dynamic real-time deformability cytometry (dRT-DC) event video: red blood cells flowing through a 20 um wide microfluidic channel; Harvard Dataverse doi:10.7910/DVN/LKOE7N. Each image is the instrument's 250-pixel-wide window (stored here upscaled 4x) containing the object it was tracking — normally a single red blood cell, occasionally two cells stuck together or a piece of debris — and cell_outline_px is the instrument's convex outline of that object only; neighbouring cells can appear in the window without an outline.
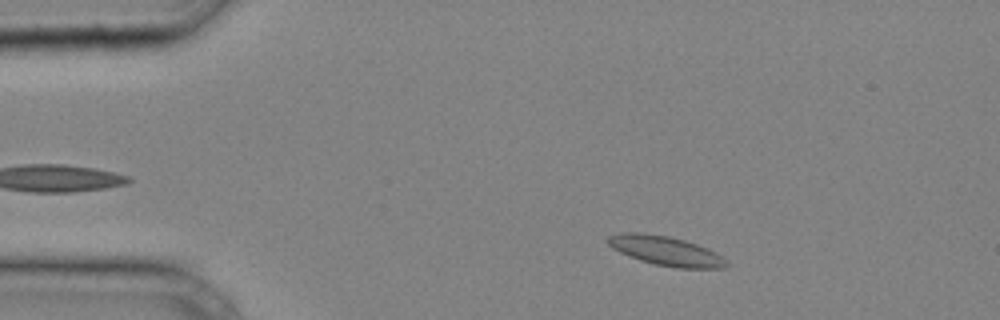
{"species": "common noctule bat (a hibernating species)", "species_latin": "Nyctalus noctula", "temperature_condition": "cold", "stored_images_in_passage": 32, "camera_frame_rate_fps": 3000, "um_per_image_px": 0.085, "animal": {"sex": "male", "body_mass_g": 20.4}, "frame": {"image": 1, "passage_image": 4, "time_ms": 1.0, "image_size_px": [1000, 320], "cell_outline_px": [[728, 264], [724, 268], [676, 268], [656, 264], [640, 260], [628, 256], [612, 248], [604, 240], [608, 236], [620, 232], [640, 232], [668, 236], [684, 240], [708, 248], [720, 256]], "centroid_in_image_um": [56.52, 21.31], "position_along_channel_um": 28.5, "area_um2": 20.23}}
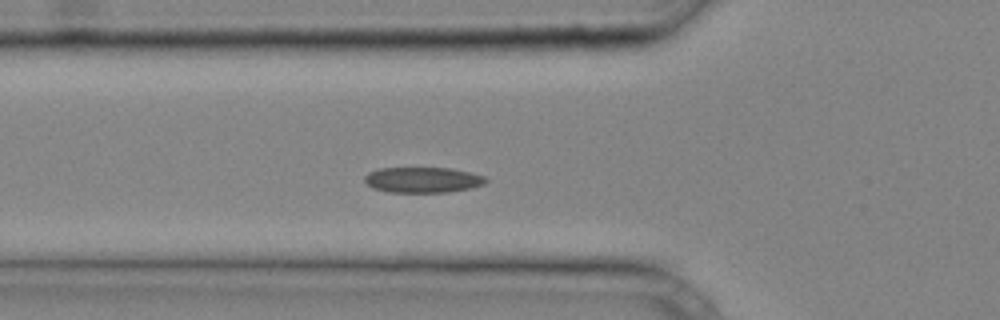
{"frame": {"image": 2, "passage_image": 11, "time_ms": 3.333, "image_size_px": [1000, 320], "cell_outline_px": [[488, 180], [484, 184], [472, 188], [448, 192], [388, 192], [372, 188], [364, 180], [364, 176], [368, 172], [380, 168], [452, 168], [484, 176]], "centroid_in_image_um": [35.92, 15.29], "position_along_channel_um": 89.9, "area_um2": 18.09}}
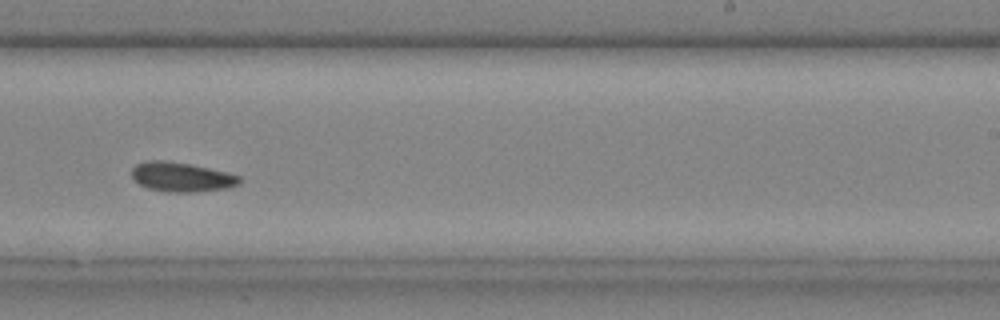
{"frame": {"image": 3, "passage_image": 22, "time_ms": 7.0, "image_size_px": [1000, 320], "cell_outline_px": [[240, 184], [228, 188], [192, 192], [164, 192], [148, 188], [132, 180], [132, 168], [136, 164], [148, 160], [164, 160], [188, 164], [208, 168], [240, 176]], "centroid_in_image_um": [15.38, 15.05], "position_along_channel_um": 273.6, "area_um2": 18.44}}